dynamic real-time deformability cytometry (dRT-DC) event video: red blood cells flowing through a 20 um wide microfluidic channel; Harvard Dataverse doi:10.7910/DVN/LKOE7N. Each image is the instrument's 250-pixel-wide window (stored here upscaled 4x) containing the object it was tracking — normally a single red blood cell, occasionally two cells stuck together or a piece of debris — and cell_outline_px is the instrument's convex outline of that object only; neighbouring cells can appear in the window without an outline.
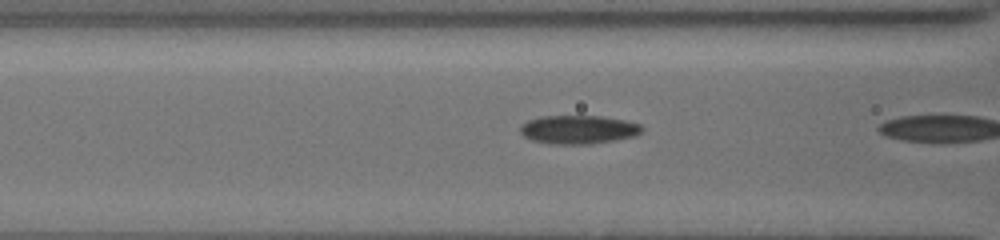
{"species": "common noctule bat (a hibernating species)", "species_latin": "Nyctalus noctula", "temperature_condition": "cold", "stored_images_in_passage": 6, "camera_frame_rate_fps": 3000, "um_per_image_px": 0.085, "animal": {"sex": "female", "body_mass_g": 19.5, "forearm_length_mm": 54.1}, "frame": {"image": 1, "passage_image": 5, "time_ms": 1.333, "image_size_px": [1000, 240], "cell_outline_px": [[644, 128], [636, 136], [616, 140], [592, 144], [548, 144], [532, 140], [524, 136], [520, 132], [520, 124], [528, 120], [540, 116], [604, 116], [624, 120], [640, 124]], "centroid_in_image_um": [49.16, 11.01], "position_along_channel_um": 117.4, "area_um2": 20.52}}